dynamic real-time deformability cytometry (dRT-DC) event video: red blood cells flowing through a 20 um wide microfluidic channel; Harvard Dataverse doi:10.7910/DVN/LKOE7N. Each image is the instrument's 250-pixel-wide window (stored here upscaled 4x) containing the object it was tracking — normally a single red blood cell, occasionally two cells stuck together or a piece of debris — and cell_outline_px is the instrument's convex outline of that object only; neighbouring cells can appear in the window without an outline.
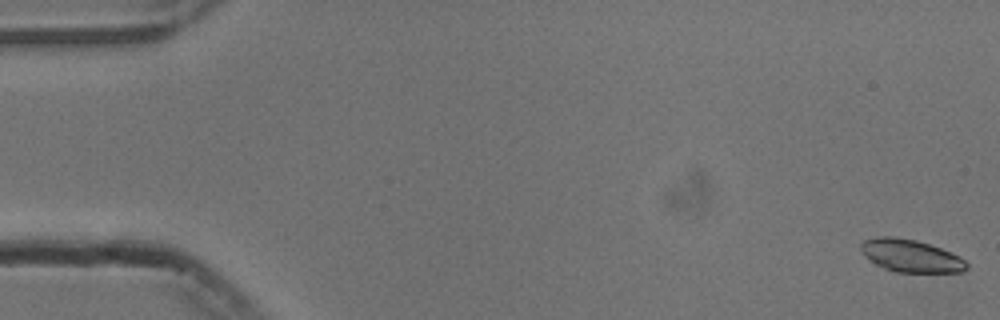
{"species": "common noctule bat (a hibernating species)", "species_latin": "Nyctalus noctula", "temperature_condition": "cold", "stored_images_in_passage": 55, "camera_frame_rate_fps": 3000, "um_per_image_px": 0.085, "animal": {"sex": "male", "body_mass_g": 13.3}, "frame": {"image": 1, "passage_image": 1, "time_ms": 0.0, "image_size_px": [1000, 320], "cell_outline_px": [[968, 268], [964, 272], [896, 272], [884, 268], [876, 264], [864, 256], [860, 252], [860, 244], [864, 240], [876, 236], [896, 236], [916, 240], [940, 248], [960, 256], [968, 264]], "centroid_in_image_um": [77.39, 21.73], "position_along_channel_um": 7.6, "area_um2": 20.23}}
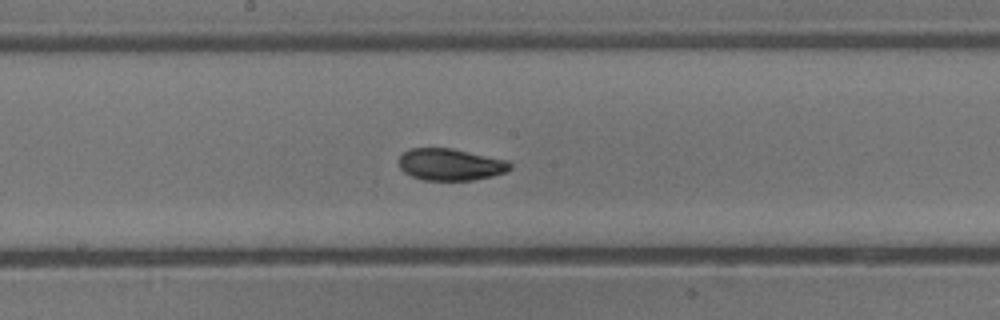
{"frame": {"image": 2, "passage_image": 29, "time_ms": 9.333, "image_size_px": [1000, 320], "cell_outline_px": [[512, 168], [504, 172], [492, 176], [472, 180], [424, 180], [412, 176], [404, 172], [400, 168], [400, 156], [408, 148], [452, 148], [508, 160], [512, 164]], "centroid_in_image_um": [38.3, 13.97], "position_along_channel_um": 209.9, "area_um2": 20.63}}
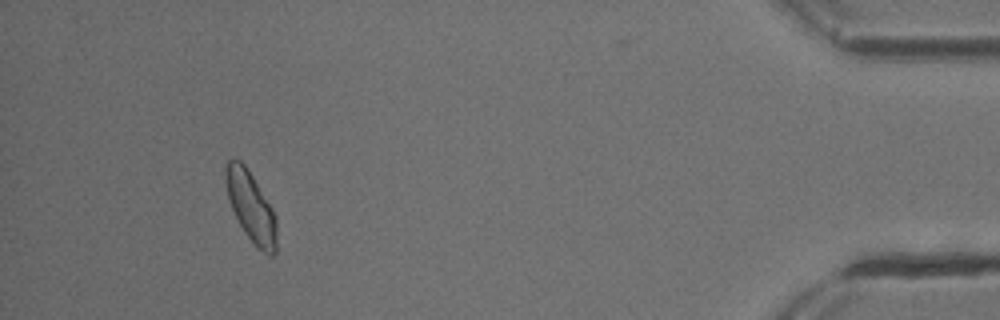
{"frame": {"image": 3, "passage_image": 51, "time_ms": 16.667, "image_size_px": [1000, 320], "cell_outline_px": [[276, 252], [272, 256], [268, 256], [256, 248], [244, 232], [232, 208], [228, 196], [224, 180], [224, 168], [228, 160], [240, 160], [244, 164], [252, 176], [272, 208], [276, 216]], "centroid_in_image_um": [21.33, 17.61], "position_along_channel_um": 413.9, "area_um2": 20.75}, "authors_computed_cell_mechanics": {"area_um2": 20.5768, "velocity_mm_per_s": 3.7329, "shape_relaxation_time_tau1_ms": 3.3184, "shape_relaxation_time_tau2_ms": 1.9468, "deformation_change_tau1": 0.1193, "deformation_change_tau2": 0.0475}}